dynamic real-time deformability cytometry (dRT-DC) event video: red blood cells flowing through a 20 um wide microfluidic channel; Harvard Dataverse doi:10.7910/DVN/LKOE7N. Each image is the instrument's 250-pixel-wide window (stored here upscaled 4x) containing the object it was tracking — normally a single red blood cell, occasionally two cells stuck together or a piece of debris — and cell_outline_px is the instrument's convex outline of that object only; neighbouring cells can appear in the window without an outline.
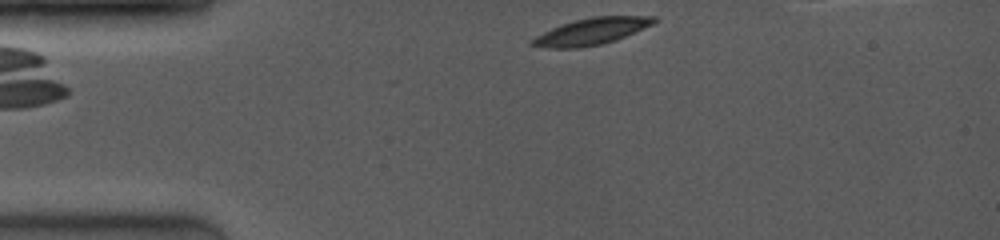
{"species": "common noctule bat (a hibernating species)", "species_latin": "Nyctalus noctula", "temperature_condition": "room temperature", "stored_images_in_passage": 41, "camera_frame_rate_fps": 4000, "um_per_image_px": 0.085, "animal": {"sex": "female", "body_mass_g": 19.0, "forearm_length_mm": 53.3}, "frame": {"image": 1, "passage_image": 1, "time_ms": 0.0, "image_size_px": [1000, 240], "cell_outline_px": [[660, 20], [652, 24], [616, 40], [600, 44], [580, 48], [548, 48], [528, 44], [528, 40], [560, 24], [592, 16], [656, 16]], "centroid_in_image_um": [50.25, 2.67], "position_along_channel_um": 34.7, "area_um2": 18.9}}
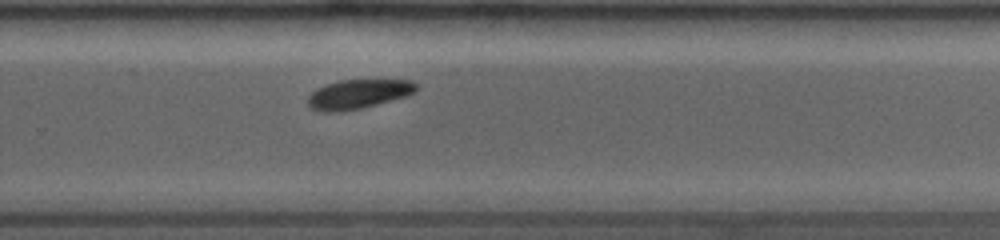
{"frame": {"image": 2, "passage_image": 27, "time_ms": 7.5, "image_size_px": [1000, 240], "cell_outline_px": [[416, 88], [408, 96], [344, 112], [320, 112], [308, 108], [308, 96], [312, 92], [328, 84], [344, 80], [412, 80], [416, 84]], "centroid_in_image_um": [30.42, 8.02], "position_along_channel_um": 299.4, "area_um2": 18.32}}
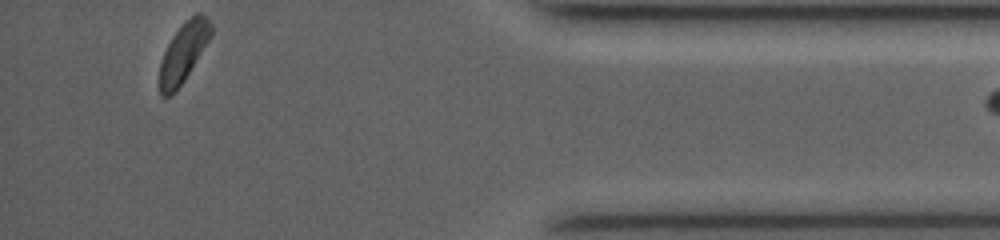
{"frame": {"image": 3, "passage_image": 40, "time_ms": 11.25, "image_size_px": [1000, 240], "cell_outline_px": [[212, 32], [208, 40], [184, 80], [168, 96], [160, 96], [160, 64], [164, 52], [172, 36], [180, 24], [184, 20], [196, 12], [200, 12], [208, 16], [212, 24]], "centroid_in_image_um": [15.61, 4.35], "position_along_channel_um": 419.6, "area_um2": 17.46}}